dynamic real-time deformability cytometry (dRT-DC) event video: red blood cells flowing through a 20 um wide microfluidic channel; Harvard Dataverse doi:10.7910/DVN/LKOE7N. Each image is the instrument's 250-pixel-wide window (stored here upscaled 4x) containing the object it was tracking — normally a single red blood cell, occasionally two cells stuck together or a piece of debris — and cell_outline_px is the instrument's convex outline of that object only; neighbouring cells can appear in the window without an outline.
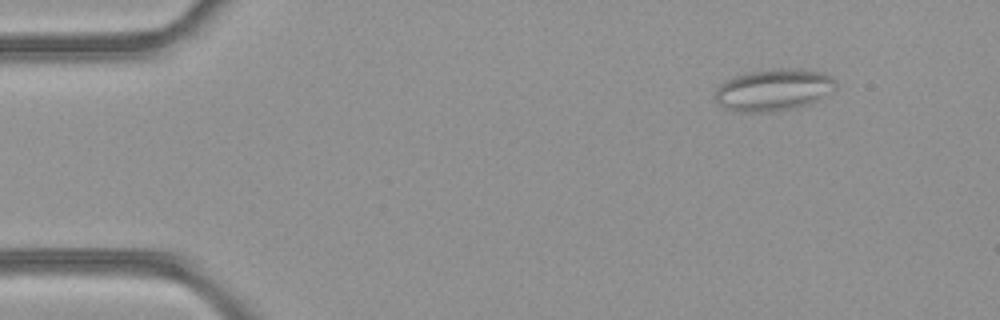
{"species": "common noctule bat (a hibernating species)", "species_latin": "Nyctalus noctula", "temperature_condition": "room temperature", "stored_images_in_passage": 6, "camera_frame_rate_fps": 3000, "um_per_image_px": 0.085, "animal": {"sex": "female", "body_mass_g": 21.9}, "frame": {"image": 1, "passage_image": 6, "time_ms": 1.667, "image_size_px": [1000, 320], "cell_outline_px": [[836, 88], [824, 100], [812, 104], [796, 108], [772, 112], [736, 112], [724, 108], [716, 104], [716, 88], [724, 80], [736, 76], [752, 72], [780, 68], [800, 68], [824, 72], [832, 76], [836, 80]], "centroid_in_image_um": [65.83, 7.66], "position_along_channel_um": 19.2, "area_um2": 30.29}}